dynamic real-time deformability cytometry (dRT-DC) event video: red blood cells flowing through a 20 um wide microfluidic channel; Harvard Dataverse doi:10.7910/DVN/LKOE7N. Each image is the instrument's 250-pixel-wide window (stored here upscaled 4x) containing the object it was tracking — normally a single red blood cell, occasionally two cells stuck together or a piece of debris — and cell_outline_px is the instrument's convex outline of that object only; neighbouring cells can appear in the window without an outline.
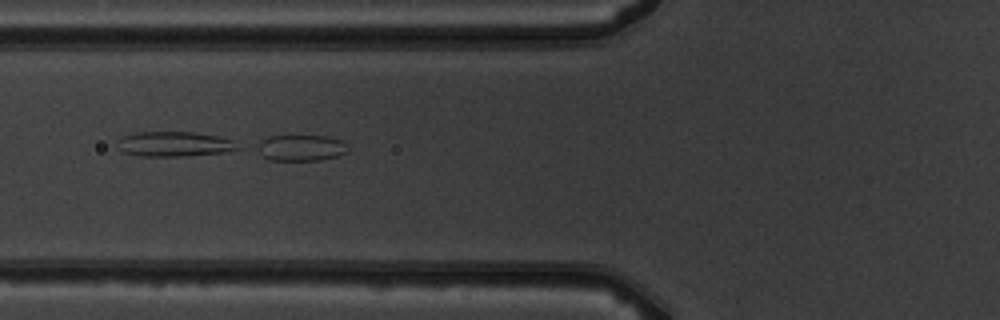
{"species": "common noctule bat (a hibernating species)", "species_latin": "Nyctalus noctula", "temperature_condition": "warm", "stored_images_in_passage": 6, "segment_of_instrument_passage": [2, 2], "camera_frame_rate_fps": 3000, "um_per_image_px": 0.085, "animal": {"sex": "male", "body_mass_g": 19.5, "forearm_length_mm": 54.6}, "frame": {"image": 1, "passage_image": 6, "time_ms": 5.667, "image_size_px": [1000, 320], "cell_outline_px": [[348, 152], [336, 156], [320, 160], [272, 160], [264, 156], [252, 148], [260, 140], [268, 136], [328, 136], [344, 140], [348, 144]], "centroid_in_image_um": [25.57, 12.55], "position_along_channel_um": 100.2, "area_um2": 14.1}}